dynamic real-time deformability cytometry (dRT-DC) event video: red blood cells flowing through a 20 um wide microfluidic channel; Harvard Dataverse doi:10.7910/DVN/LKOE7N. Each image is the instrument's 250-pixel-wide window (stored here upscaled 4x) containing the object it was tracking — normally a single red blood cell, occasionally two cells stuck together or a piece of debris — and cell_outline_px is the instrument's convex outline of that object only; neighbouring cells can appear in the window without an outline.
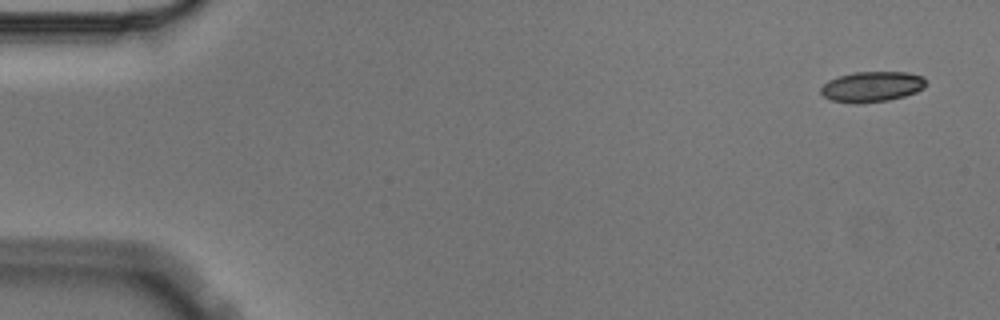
{"species": "Egyptian fruit bat (a non-hibernating species)", "species_latin": "Rousettus aegyptiacus", "temperature_condition": "cold", "stored_images_in_passage": 10, "camera_frame_rate_fps": 3000, "um_per_image_px": 0.085, "animal": {"sex": "male"}, "frame": {"image": 1, "passage_image": 1, "time_ms": 0.0, "image_size_px": [1000, 320], "cell_outline_px": [[928, 84], [924, 88], [916, 92], [904, 96], [888, 100], [856, 104], [832, 100], [824, 96], [820, 92], [820, 88], [828, 80], [840, 76], [856, 72], [908, 72], [924, 76]], "centroid_in_image_um": [74.15, 7.36], "position_along_channel_um": 10.8, "area_um2": 18.73}}
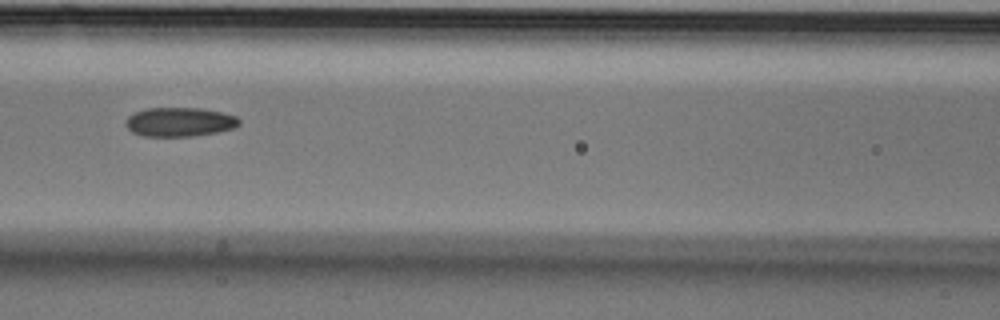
{"frame": {"image": 2, "passage_image": 6, "time_ms": 1.667, "image_size_px": [1000, 320], "cell_outline_px": [[240, 124], [236, 128], [216, 132], [192, 136], [144, 136], [132, 132], [124, 124], [124, 120], [128, 116], [136, 112], [148, 108], [200, 108], [224, 112], [236, 116], [240, 120]], "centroid_in_image_um": [15.28, 10.36], "position_along_channel_um": 151.3, "area_um2": 19.36}}
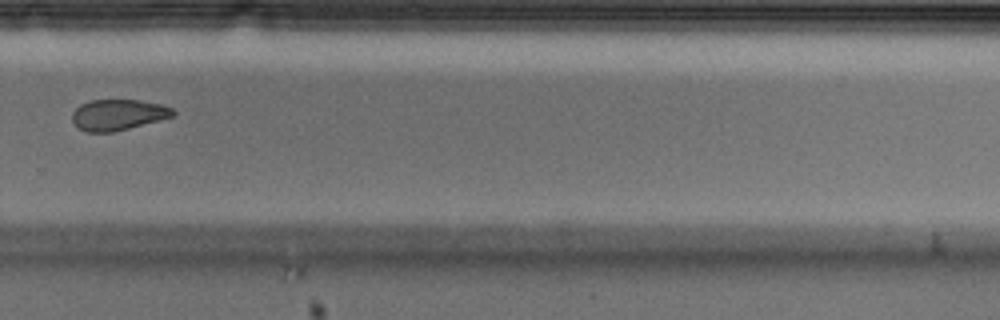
{"frame": {"image": 3, "passage_image": 10, "time_ms": 3.0, "image_size_px": [1000, 320], "cell_outline_px": [[176, 112], [172, 116], [160, 120], [112, 132], [88, 132], [76, 128], [72, 120], [72, 112], [80, 104], [92, 100], [140, 100], [160, 104], [172, 108]], "centroid_in_image_um": [10.0, 9.75], "position_along_channel_um": 319.8, "area_um2": 18.09}}